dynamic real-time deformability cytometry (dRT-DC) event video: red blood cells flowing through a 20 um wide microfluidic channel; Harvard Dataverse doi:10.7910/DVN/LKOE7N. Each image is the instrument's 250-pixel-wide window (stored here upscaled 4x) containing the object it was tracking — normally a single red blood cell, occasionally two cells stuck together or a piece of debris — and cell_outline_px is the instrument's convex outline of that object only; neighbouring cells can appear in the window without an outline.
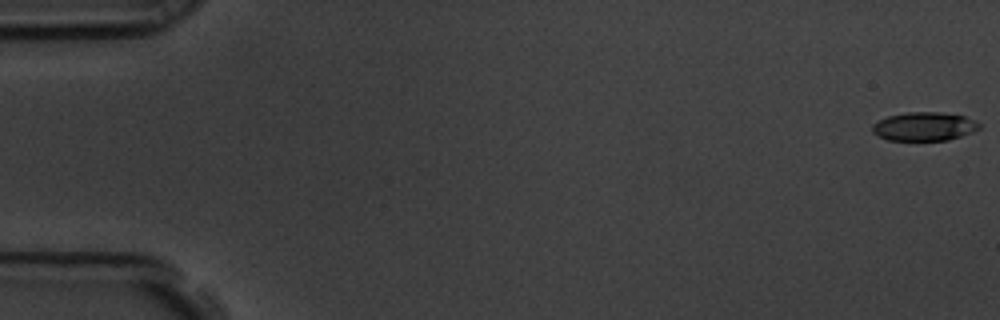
{"species": "common noctule bat (a hibernating species)", "species_latin": "Nyctalus noctula", "temperature_condition": "room temperature", "stored_images_in_passage": 58, "camera_frame_rate_fps": 3000, "um_per_image_px": 0.085, "animal": {"sex": "male", "body_mass_g": 19.5, "forearm_length_mm": 54.6}, "frame": {"image": 1, "passage_image": 1, "time_ms": 0.0, "image_size_px": [1000, 320], "cell_outline_px": [[980, 128], [972, 132], [948, 140], [888, 140], [876, 136], [872, 132], [872, 124], [888, 116], [908, 112], [940, 112], [964, 116], [980, 124]], "centroid_in_image_um": [78.52, 10.75], "position_along_channel_um": 6.5, "area_um2": 17.74}}
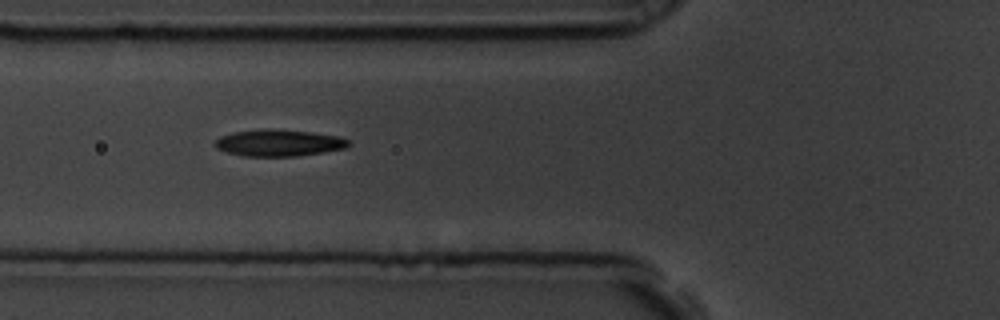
{"frame": {"image": 2, "passage_image": 22, "time_ms": 7.0, "image_size_px": [1000, 320], "cell_outline_px": [[352, 144], [344, 148], [324, 152], [296, 156], [244, 156], [228, 152], [216, 148], [212, 144], [220, 136], [232, 132], [268, 128], [272, 128], [312, 132], [336, 136], [348, 140]], "centroid_in_image_um": [23.67, 12.14], "position_along_channel_um": 102.1, "area_um2": 20.81}}
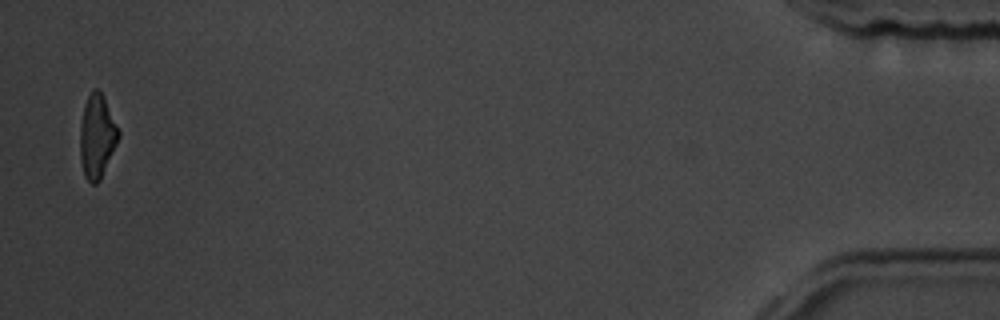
{"frame": {"image": 3, "passage_image": 57, "time_ms": 18.667, "image_size_px": [1000, 320], "cell_outline_px": [[120, 136], [100, 180], [96, 184], [92, 184], [84, 176], [80, 160], [80, 124], [84, 104], [92, 88], [96, 88], [104, 96], [120, 132]], "centroid_in_image_um": [8.23, 11.58], "position_along_channel_um": 427.0, "area_um2": 18.79}, "authors_computed_cell_mechanics": {"area_um2": 19.7676, "velocity_mm_per_s": 3.5665, "shape_relaxation_time_tau1_ms": 4.7582, "shape_relaxation_time_tau2_ms": 2.8592, "deformation_change_tau1": 0.1747, "deformation_change_tau2": 0.0904}}